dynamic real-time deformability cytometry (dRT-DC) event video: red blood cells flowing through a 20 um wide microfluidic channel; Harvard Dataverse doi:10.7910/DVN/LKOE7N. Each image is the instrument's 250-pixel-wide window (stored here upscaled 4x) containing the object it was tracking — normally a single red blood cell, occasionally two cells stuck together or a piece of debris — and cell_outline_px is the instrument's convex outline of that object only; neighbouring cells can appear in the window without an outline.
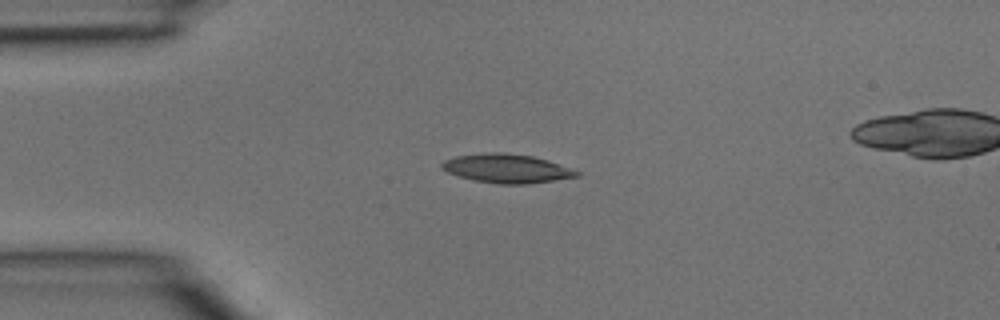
{"species": "common noctule bat (a hibernating species)", "species_latin": "Nyctalus noctula", "temperature_condition": "room temperature", "stored_images_in_passage": 3, "camera_frame_rate_fps": 3000, "um_per_image_px": 0.085, "animal": {"sex": "male", "body_mass_g": 15.6}, "frame": {"image": 1, "passage_image": 2, "time_ms": 0.333, "image_size_px": [1000, 320], "cell_outline_px": [[580, 176], [528, 184], [496, 184], [476, 180], [460, 176], [448, 172], [440, 168], [440, 164], [444, 160], [456, 156], [484, 152], [504, 152], [532, 156], [548, 160], [580, 172]], "centroid_in_image_um": [43.06, 14.31], "position_along_channel_um": 41.9, "area_um2": 22.66}}